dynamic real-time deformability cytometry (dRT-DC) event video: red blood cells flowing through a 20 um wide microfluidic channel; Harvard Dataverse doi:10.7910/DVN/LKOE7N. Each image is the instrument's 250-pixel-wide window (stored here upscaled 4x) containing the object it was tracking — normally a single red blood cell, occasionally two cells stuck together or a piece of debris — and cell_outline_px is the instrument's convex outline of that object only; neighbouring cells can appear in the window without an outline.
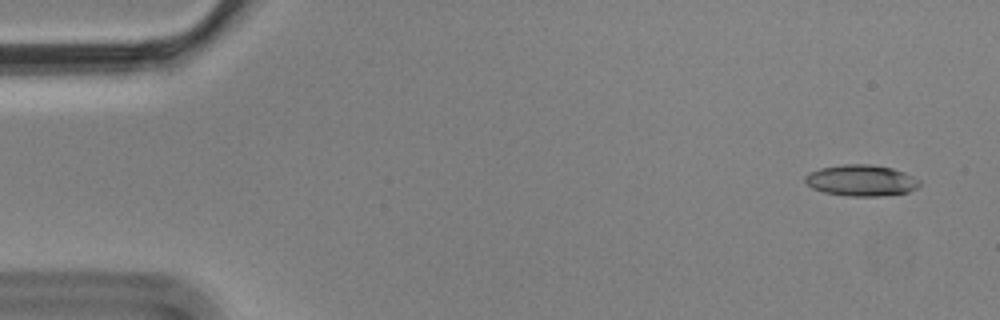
{"species": "Egyptian fruit bat (a non-hibernating species)", "species_latin": "Rousettus aegyptiacus", "temperature_condition": "cold", "stored_images_in_passage": 3, "camera_frame_rate_fps": 3000, "um_per_image_px": 0.085, "animal": {"sex": "male"}, "frame": {"image": 1, "passage_image": 1, "time_ms": 0.0, "image_size_px": [1000, 320], "cell_outline_px": [[920, 184], [916, 188], [908, 192], [880, 196], [848, 196], [824, 192], [812, 188], [804, 180], [804, 176], [808, 172], [820, 168], [844, 164], [868, 164], [892, 168], [904, 172], [920, 180]], "centroid_in_image_um": [73.18, 15.33], "position_along_channel_um": 11.8, "area_um2": 20.81}}